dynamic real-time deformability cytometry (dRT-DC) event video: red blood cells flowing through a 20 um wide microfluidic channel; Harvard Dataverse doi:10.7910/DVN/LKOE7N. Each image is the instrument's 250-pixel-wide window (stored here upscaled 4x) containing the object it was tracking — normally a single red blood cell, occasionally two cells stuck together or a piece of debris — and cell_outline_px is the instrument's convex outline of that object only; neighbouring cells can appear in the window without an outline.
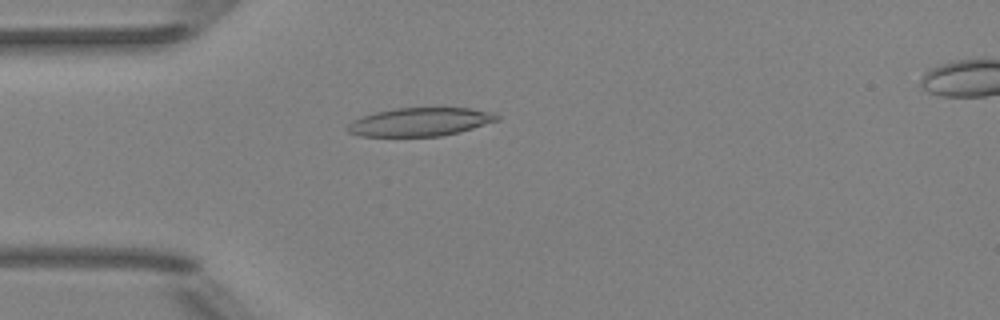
{"species": "Egyptian fruit bat (a non-hibernating species)", "species_latin": "Rousettus aegyptiacus", "temperature_condition": "room temperature", "stored_images_in_passage": 3, "camera_frame_rate_fps": 3000, "um_per_image_px": 0.085, "animal": {"sex": "female"}, "frame": {"image": 1, "passage_image": 2, "time_ms": 2.0, "image_size_px": [1000, 320], "cell_outline_px": [[500, 120], [460, 132], [440, 136], [360, 136], [348, 132], [344, 128], [352, 120], [360, 116], [376, 112], [396, 108], [472, 108], [496, 112], [500, 116]], "centroid_in_image_um": [35.73, 10.36], "position_along_channel_um": 49.3, "area_um2": 25.03}}